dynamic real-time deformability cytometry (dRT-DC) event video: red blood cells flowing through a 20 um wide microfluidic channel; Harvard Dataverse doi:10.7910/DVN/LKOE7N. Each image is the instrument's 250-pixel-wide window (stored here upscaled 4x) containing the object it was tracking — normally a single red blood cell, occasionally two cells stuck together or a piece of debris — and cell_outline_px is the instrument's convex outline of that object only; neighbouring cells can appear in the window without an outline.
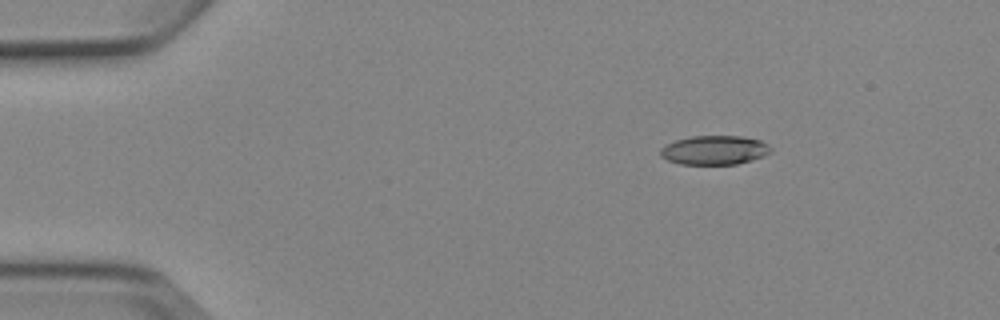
{"species": "Egyptian fruit bat (a non-hibernating species)", "species_latin": "Rousettus aegyptiacus", "temperature_condition": "cold", "stored_images_in_passage": 4, "camera_frame_rate_fps": 3000, "um_per_image_px": 0.085, "animal": {"sex": "female"}, "frame": {"image": 1, "passage_image": 2, "time_ms": 2.0, "image_size_px": [1000, 320], "cell_outline_px": [[772, 152], [764, 156], [752, 160], [736, 164], [680, 164], [668, 160], [660, 156], [660, 148], [664, 144], [676, 140], [692, 136], [740, 136], [760, 140], [768, 144], [772, 148]], "centroid_in_image_um": [60.73, 12.76], "position_along_channel_um": 24.3, "area_um2": 18.84}}